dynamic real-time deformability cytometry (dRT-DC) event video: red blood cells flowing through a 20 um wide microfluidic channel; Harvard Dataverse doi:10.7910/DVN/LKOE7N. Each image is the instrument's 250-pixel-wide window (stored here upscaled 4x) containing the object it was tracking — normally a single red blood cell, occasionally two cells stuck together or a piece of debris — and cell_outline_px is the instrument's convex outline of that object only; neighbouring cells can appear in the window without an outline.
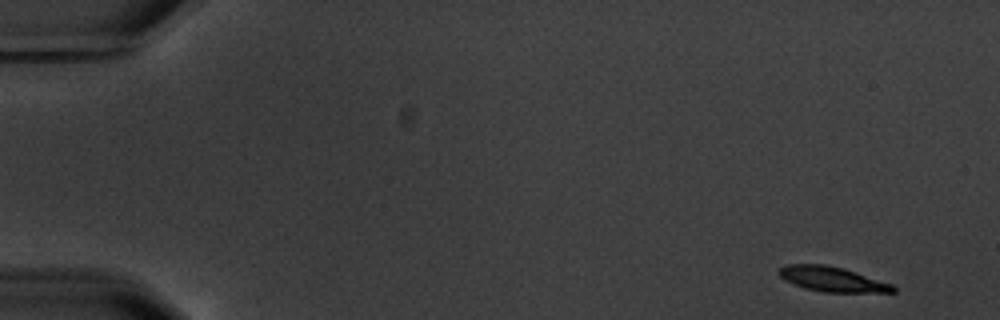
{"species": "common noctule bat (a hibernating species)", "species_latin": "Nyctalus noctula", "temperature_condition": "warm", "stored_images_in_passage": 5, "camera_frame_rate_fps": 3000, "um_per_image_px": 0.085, "animal": {"sex": "male", "body_mass_g": 20.1, "forearm_length_mm": 53.5}, "frame": {"image": 1, "passage_image": 1, "time_ms": 0.0, "image_size_px": [1000, 320], "cell_outline_px": [[896, 292], [824, 292], [804, 288], [792, 284], [784, 280], [776, 272], [780, 268], [788, 264], [824, 264], [844, 268], [892, 284], [896, 288]], "centroid_in_image_um": [70.71, 23.73], "position_along_channel_um": 14.3, "area_um2": 16.59}}
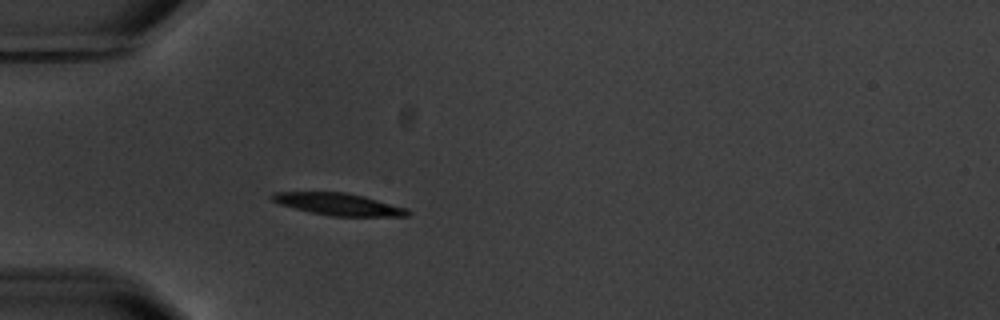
{"frame": {"image": 2, "passage_image": 5, "time_ms": 4.667, "image_size_px": [1000, 320], "cell_outline_px": [[412, 212], [408, 216], [332, 216], [312, 212], [280, 204], [272, 200], [268, 196], [272, 192], [344, 192], [364, 196], [408, 208]], "centroid_in_image_um": [28.8, 17.35], "position_along_channel_um": 56.2, "area_um2": 17.4}}